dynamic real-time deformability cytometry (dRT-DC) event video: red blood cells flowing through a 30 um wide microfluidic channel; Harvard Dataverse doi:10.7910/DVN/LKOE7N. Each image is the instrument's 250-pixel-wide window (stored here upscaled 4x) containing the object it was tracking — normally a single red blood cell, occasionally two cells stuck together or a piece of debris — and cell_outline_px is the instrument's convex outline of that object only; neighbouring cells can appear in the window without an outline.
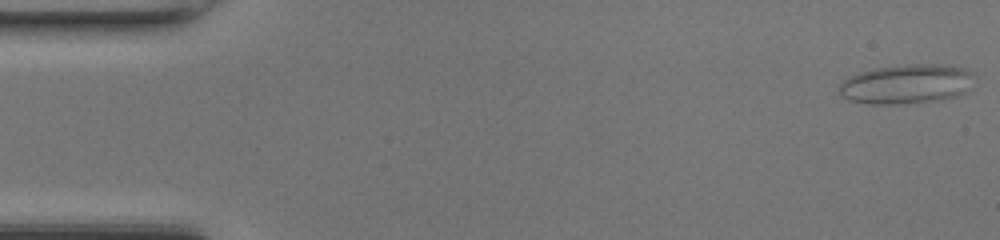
{"species": "common noctule bat (a hibernating species)", "species_latin": "Nyctalus noctula", "temperature_condition": "room temperature", "stored_images_in_passage": 47, "camera_frame_rate_fps": 3000, "um_per_image_px": 0.085, "animal": {"sex": "female", "body_mass_g": 17.0, "forearm_length_mm": 48.0}, "frame": {"image": 1, "passage_image": 1, "time_ms": 0.0, "image_size_px": [1000, 240], "cell_outline_px": [[976, 76], [972, 88], [956, 96], [940, 100], [896, 104], [868, 104], [848, 100], [840, 96], [840, 84], [848, 76], [860, 72], [876, 68], [904, 64], [944, 64], [968, 68]], "centroid_in_image_um": [77.11, 7.13], "position_along_channel_um": 7.9, "area_um2": 31.62}}
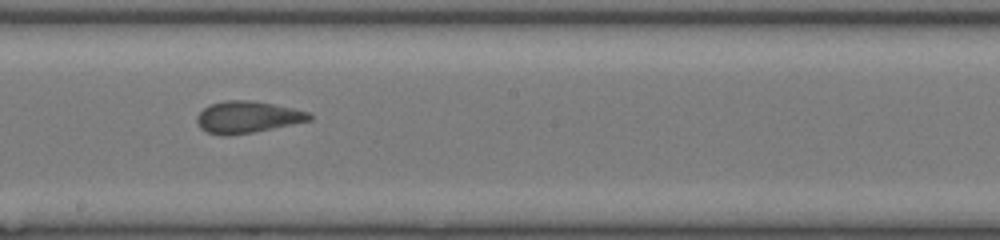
{"frame": {"image": 2, "passage_image": 26, "time_ms": 8.333, "image_size_px": [1000, 240], "cell_outline_px": [[312, 120], [252, 132], [228, 136], [220, 136], [208, 132], [200, 128], [196, 120], [196, 116], [208, 104], [224, 100], [248, 100], [272, 104], [292, 108], [308, 112], [312, 116]], "centroid_in_image_um": [20.98, 9.95], "position_along_channel_um": 227.2, "area_um2": 20.75}}
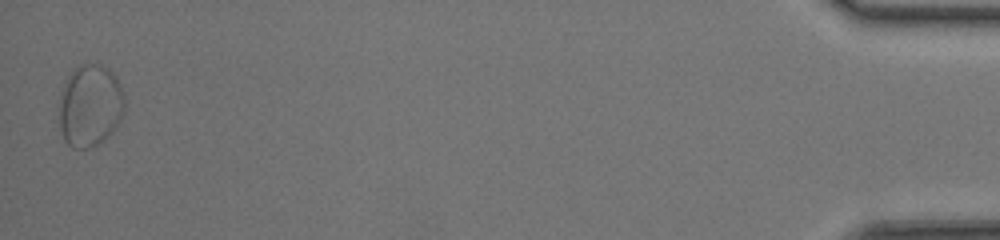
{"frame": {"image": 3, "passage_image": 47, "time_ms": 15.333, "image_size_px": [1000, 240], "cell_outline_px": [[124, 112], [116, 128], [108, 136], [96, 144], [88, 148], [72, 148], [64, 140], [60, 128], [60, 96], [64, 84], [72, 68], [80, 64], [100, 64], [108, 68], [116, 76], [124, 92]], "centroid_in_image_um": [7.67, 8.95], "position_along_channel_um": 427.5, "area_um2": 31.56}, "authors_computed_cell_mechanics": {"area_um2": 21.7906, "velocity_mm_per_s": 4.3156, "shape_relaxation_time_tau1_ms": null, "shape_relaxation_time_tau2_ms": 1.2726, "deformation_change_tau1": null, "deformation_change_tau2": 0.0519}}